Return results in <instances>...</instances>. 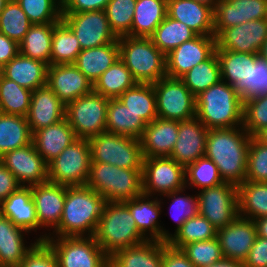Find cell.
I'll return each mask as SVG.
<instances>
[{
  "instance_id": "cell-1",
  "label": "cell",
  "mask_w": 267,
  "mask_h": 267,
  "mask_svg": "<svg viewBox=\"0 0 267 267\" xmlns=\"http://www.w3.org/2000/svg\"><path fill=\"white\" fill-rule=\"evenodd\" d=\"M250 139L243 126L208 130L205 156L215 163L223 182L238 186L246 181Z\"/></svg>"
},
{
  "instance_id": "cell-2",
  "label": "cell",
  "mask_w": 267,
  "mask_h": 267,
  "mask_svg": "<svg viewBox=\"0 0 267 267\" xmlns=\"http://www.w3.org/2000/svg\"><path fill=\"white\" fill-rule=\"evenodd\" d=\"M105 199L87 185L66 186V197L56 237L94 236Z\"/></svg>"
},
{
  "instance_id": "cell-3",
  "label": "cell",
  "mask_w": 267,
  "mask_h": 267,
  "mask_svg": "<svg viewBox=\"0 0 267 267\" xmlns=\"http://www.w3.org/2000/svg\"><path fill=\"white\" fill-rule=\"evenodd\" d=\"M196 117L209 129L243 125V102L223 80L196 96Z\"/></svg>"
},
{
  "instance_id": "cell-4",
  "label": "cell",
  "mask_w": 267,
  "mask_h": 267,
  "mask_svg": "<svg viewBox=\"0 0 267 267\" xmlns=\"http://www.w3.org/2000/svg\"><path fill=\"white\" fill-rule=\"evenodd\" d=\"M94 238L108 257L146 241L124 202L105 203Z\"/></svg>"
},
{
  "instance_id": "cell-5",
  "label": "cell",
  "mask_w": 267,
  "mask_h": 267,
  "mask_svg": "<svg viewBox=\"0 0 267 267\" xmlns=\"http://www.w3.org/2000/svg\"><path fill=\"white\" fill-rule=\"evenodd\" d=\"M119 58L137 83H156L166 77V55L150 37H118Z\"/></svg>"
},
{
  "instance_id": "cell-6",
  "label": "cell",
  "mask_w": 267,
  "mask_h": 267,
  "mask_svg": "<svg viewBox=\"0 0 267 267\" xmlns=\"http://www.w3.org/2000/svg\"><path fill=\"white\" fill-rule=\"evenodd\" d=\"M86 185L99 193L106 202H124L143 194L142 170L91 162Z\"/></svg>"
},
{
  "instance_id": "cell-7",
  "label": "cell",
  "mask_w": 267,
  "mask_h": 267,
  "mask_svg": "<svg viewBox=\"0 0 267 267\" xmlns=\"http://www.w3.org/2000/svg\"><path fill=\"white\" fill-rule=\"evenodd\" d=\"M48 234L36 240L45 241L51 247L59 267H108L109 257L94 236L56 238Z\"/></svg>"
},
{
  "instance_id": "cell-8",
  "label": "cell",
  "mask_w": 267,
  "mask_h": 267,
  "mask_svg": "<svg viewBox=\"0 0 267 267\" xmlns=\"http://www.w3.org/2000/svg\"><path fill=\"white\" fill-rule=\"evenodd\" d=\"M88 142L92 162L142 170L144 157L140 139L104 132L88 139Z\"/></svg>"
},
{
  "instance_id": "cell-9",
  "label": "cell",
  "mask_w": 267,
  "mask_h": 267,
  "mask_svg": "<svg viewBox=\"0 0 267 267\" xmlns=\"http://www.w3.org/2000/svg\"><path fill=\"white\" fill-rule=\"evenodd\" d=\"M91 162L88 139L77 138L48 163V181L65 186L86 185Z\"/></svg>"
},
{
  "instance_id": "cell-10",
  "label": "cell",
  "mask_w": 267,
  "mask_h": 267,
  "mask_svg": "<svg viewBox=\"0 0 267 267\" xmlns=\"http://www.w3.org/2000/svg\"><path fill=\"white\" fill-rule=\"evenodd\" d=\"M109 98L92 91L66 105V118L77 138L90 139L106 132Z\"/></svg>"
},
{
  "instance_id": "cell-11",
  "label": "cell",
  "mask_w": 267,
  "mask_h": 267,
  "mask_svg": "<svg viewBox=\"0 0 267 267\" xmlns=\"http://www.w3.org/2000/svg\"><path fill=\"white\" fill-rule=\"evenodd\" d=\"M153 87L159 118L185 121L196 117V97L179 78L166 76Z\"/></svg>"
},
{
  "instance_id": "cell-12",
  "label": "cell",
  "mask_w": 267,
  "mask_h": 267,
  "mask_svg": "<svg viewBox=\"0 0 267 267\" xmlns=\"http://www.w3.org/2000/svg\"><path fill=\"white\" fill-rule=\"evenodd\" d=\"M199 214L218 230L232 223L238 216L237 186L223 182L199 191Z\"/></svg>"
},
{
  "instance_id": "cell-13",
  "label": "cell",
  "mask_w": 267,
  "mask_h": 267,
  "mask_svg": "<svg viewBox=\"0 0 267 267\" xmlns=\"http://www.w3.org/2000/svg\"><path fill=\"white\" fill-rule=\"evenodd\" d=\"M143 194L154 198L186 188L185 167L170 157L143 159Z\"/></svg>"
},
{
  "instance_id": "cell-14",
  "label": "cell",
  "mask_w": 267,
  "mask_h": 267,
  "mask_svg": "<svg viewBox=\"0 0 267 267\" xmlns=\"http://www.w3.org/2000/svg\"><path fill=\"white\" fill-rule=\"evenodd\" d=\"M62 20L74 32L82 50L118 41L104 10L62 13Z\"/></svg>"
},
{
  "instance_id": "cell-15",
  "label": "cell",
  "mask_w": 267,
  "mask_h": 267,
  "mask_svg": "<svg viewBox=\"0 0 267 267\" xmlns=\"http://www.w3.org/2000/svg\"><path fill=\"white\" fill-rule=\"evenodd\" d=\"M0 162L21 186L30 187L48 182V163L36 151L33 142L5 153L0 157Z\"/></svg>"
},
{
  "instance_id": "cell-16",
  "label": "cell",
  "mask_w": 267,
  "mask_h": 267,
  "mask_svg": "<svg viewBox=\"0 0 267 267\" xmlns=\"http://www.w3.org/2000/svg\"><path fill=\"white\" fill-rule=\"evenodd\" d=\"M215 36L197 35L166 55V76L180 78L194 66L209 59L216 51Z\"/></svg>"
},
{
  "instance_id": "cell-17",
  "label": "cell",
  "mask_w": 267,
  "mask_h": 267,
  "mask_svg": "<svg viewBox=\"0 0 267 267\" xmlns=\"http://www.w3.org/2000/svg\"><path fill=\"white\" fill-rule=\"evenodd\" d=\"M267 38V18L224 29L216 37V50L259 54Z\"/></svg>"
},
{
  "instance_id": "cell-18",
  "label": "cell",
  "mask_w": 267,
  "mask_h": 267,
  "mask_svg": "<svg viewBox=\"0 0 267 267\" xmlns=\"http://www.w3.org/2000/svg\"><path fill=\"white\" fill-rule=\"evenodd\" d=\"M47 85L65 105L93 91V83L73 63L49 65Z\"/></svg>"
},
{
  "instance_id": "cell-19",
  "label": "cell",
  "mask_w": 267,
  "mask_h": 267,
  "mask_svg": "<svg viewBox=\"0 0 267 267\" xmlns=\"http://www.w3.org/2000/svg\"><path fill=\"white\" fill-rule=\"evenodd\" d=\"M267 18V0H220L214 11V36L243 22Z\"/></svg>"
},
{
  "instance_id": "cell-20",
  "label": "cell",
  "mask_w": 267,
  "mask_h": 267,
  "mask_svg": "<svg viewBox=\"0 0 267 267\" xmlns=\"http://www.w3.org/2000/svg\"><path fill=\"white\" fill-rule=\"evenodd\" d=\"M252 219L238 216L232 223L217 230V239L226 259L244 262L256 239Z\"/></svg>"
},
{
  "instance_id": "cell-21",
  "label": "cell",
  "mask_w": 267,
  "mask_h": 267,
  "mask_svg": "<svg viewBox=\"0 0 267 267\" xmlns=\"http://www.w3.org/2000/svg\"><path fill=\"white\" fill-rule=\"evenodd\" d=\"M208 129L197 118L179 121L178 139L170 158L185 168L205 156Z\"/></svg>"
},
{
  "instance_id": "cell-22",
  "label": "cell",
  "mask_w": 267,
  "mask_h": 267,
  "mask_svg": "<svg viewBox=\"0 0 267 267\" xmlns=\"http://www.w3.org/2000/svg\"><path fill=\"white\" fill-rule=\"evenodd\" d=\"M151 197L141 194L134 199L124 201V203L136 221L137 229L146 240L167 242L172 234L168 230L166 231L158 221L162 212V199H158L156 196L151 200Z\"/></svg>"
},
{
  "instance_id": "cell-23",
  "label": "cell",
  "mask_w": 267,
  "mask_h": 267,
  "mask_svg": "<svg viewBox=\"0 0 267 267\" xmlns=\"http://www.w3.org/2000/svg\"><path fill=\"white\" fill-rule=\"evenodd\" d=\"M40 228L59 226L66 197V186L45 182L30 186Z\"/></svg>"
},
{
  "instance_id": "cell-24",
  "label": "cell",
  "mask_w": 267,
  "mask_h": 267,
  "mask_svg": "<svg viewBox=\"0 0 267 267\" xmlns=\"http://www.w3.org/2000/svg\"><path fill=\"white\" fill-rule=\"evenodd\" d=\"M66 117V105L45 85L32 91L31 104L26 116L31 133L51 126Z\"/></svg>"
},
{
  "instance_id": "cell-25",
  "label": "cell",
  "mask_w": 267,
  "mask_h": 267,
  "mask_svg": "<svg viewBox=\"0 0 267 267\" xmlns=\"http://www.w3.org/2000/svg\"><path fill=\"white\" fill-rule=\"evenodd\" d=\"M179 121L157 117L148 123L140 138L144 158L170 157L178 139Z\"/></svg>"
},
{
  "instance_id": "cell-26",
  "label": "cell",
  "mask_w": 267,
  "mask_h": 267,
  "mask_svg": "<svg viewBox=\"0 0 267 267\" xmlns=\"http://www.w3.org/2000/svg\"><path fill=\"white\" fill-rule=\"evenodd\" d=\"M167 15L197 35L214 36V11L194 0H167Z\"/></svg>"
},
{
  "instance_id": "cell-27",
  "label": "cell",
  "mask_w": 267,
  "mask_h": 267,
  "mask_svg": "<svg viewBox=\"0 0 267 267\" xmlns=\"http://www.w3.org/2000/svg\"><path fill=\"white\" fill-rule=\"evenodd\" d=\"M76 139L74 130L66 117L32 134V142L36 151L47 163L56 158Z\"/></svg>"
},
{
  "instance_id": "cell-28",
  "label": "cell",
  "mask_w": 267,
  "mask_h": 267,
  "mask_svg": "<svg viewBox=\"0 0 267 267\" xmlns=\"http://www.w3.org/2000/svg\"><path fill=\"white\" fill-rule=\"evenodd\" d=\"M0 214L28 233L39 228L31 187L21 186L11 193L0 203Z\"/></svg>"
},
{
  "instance_id": "cell-29",
  "label": "cell",
  "mask_w": 267,
  "mask_h": 267,
  "mask_svg": "<svg viewBox=\"0 0 267 267\" xmlns=\"http://www.w3.org/2000/svg\"><path fill=\"white\" fill-rule=\"evenodd\" d=\"M48 65L18 54L3 67V76L30 91L47 85Z\"/></svg>"
},
{
  "instance_id": "cell-30",
  "label": "cell",
  "mask_w": 267,
  "mask_h": 267,
  "mask_svg": "<svg viewBox=\"0 0 267 267\" xmlns=\"http://www.w3.org/2000/svg\"><path fill=\"white\" fill-rule=\"evenodd\" d=\"M163 242H145L116 251L109 257L112 267H162Z\"/></svg>"
},
{
  "instance_id": "cell-31",
  "label": "cell",
  "mask_w": 267,
  "mask_h": 267,
  "mask_svg": "<svg viewBox=\"0 0 267 267\" xmlns=\"http://www.w3.org/2000/svg\"><path fill=\"white\" fill-rule=\"evenodd\" d=\"M23 232L28 233L0 214V267H19L25 255L38 242L36 240L25 246Z\"/></svg>"
},
{
  "instance_id": "cell-32",
  "label": "cell",
  "mask_w": 267,
  "mask_h": 267,
  "mask_svg": "<svg viewBox=\"0 0 267 267\" xmlns=\"http://www.w3.org/2000/svg\"><path fill=\"white\" fill-rule=\"evenodd\" d=\"M119 59L118 41L89 49H83L73 63L93 84Z\"/></svg>"
},
{
  "instance_id": "cell-33",
  "label": "cell",
  "mask_w": 267,
  "mask_h": 267,
  "mask_svg": "<svg viewBox=\"0 0 267 267\" xmlns=\"http://www.w3.org/2000/svg\"><path fill=\"white\" fill-rule=\"evenodd\" d=\"M106 132L140 139L146 123L130 111L118 98L109 99Z\"/></svg>"
},
{
  "instance_id": "cell-34",
  "label": "cell",
  "mask_w": 267,
  "mask_h": 267,
  "mask_svg": "<svg viewBox=\"0 0 267 267\" xmlns=\"http://www.w3.org/2000/svg\"><path fill=\"white\" fill-rule=\"evenodd\" d=\"M167 15V0H137L131 36L150 37Z\"/></svg>"
},
{
  "instance_id": "cell-35",
  "label": "cell",
  "mask_w": 267,
  "mask_h": 267,
  "mask_svg": "<svg viewBox=\"0 0 267 267\" xmlns=\"http://www.w3.org/2000/svg\"><path fill=\"white\" fill-rule=\"evenodd\" d=\"M221 80L234 87L242 102L246 101L247 53L216 50Z\"/></svg>"
},
{
  "instance_id": "cell-36",
  "label": "cell",
  "mask_w": 267,
  "mask_h": 267,
  "mask_svg": "<svg viewBox=\"0 0 267 267\" xmlns=\"http://www.w3.org/2000/svg\"><path fill=\"white\" fill-rule=\"evenodd\" d=\"M237 192L239 216L252 220L267 216V182L245 181Z\"/></svg>"
},
{
  "instance_id": "cell-37",
  "label": "cell",
  "mask_w": 267,
  "mask_h": 267,
  "mask_svg": "<svg viewBox=\"0 0 267 267\" xmlns=\"http://www.w3.org/2000/svg\"><path fill=\"white\" fill-rule=\"evenodd\" d=\"M118 99L146 124L158 117L153 84L136 83L121 94Z\"/></svg>"
},
{
  "instance_id": "cell-38",
  "label": "cell",
  "mask_w": 267,
  "mask_h": 267,
  "mask_svg": "<svg viewBox=\"0 0 267 267\" xmlns=\"http://www.w3.org/2000/svg\"><path fill=\"white\" fill-rule=\"evenodd\" d=\"M54 24H32L19 43V53L49 66Z\"/></svg>"
},
{
  "instance_id": "cell-39",
  "label": "cell",
  "mask_w": 267,
  "mask_h": 267,
  "mask_svg": "<svg viewBox=\"0 0 267 267\" xmlns=\"http://www.w3.org/2000/svg\"><path fill=\"white\" fill-rule=\"evenodd\" d=\"M32 142L27 118L0 113V157Z\"/></svg>"
},
{
  "instance_id": "cell-40",
  "label": "cell",
  "mask_w": 267,
  "mask_h": 267,
  "mask_svg": "<svg viewBox=\"0 0 267 267\" xmlns=\"http://www.w3.org/2000/svg\"><path fill=\"white\" fill-rule=\"evenodd\" d=\"M136 83L129 69L119 58L94 82L93 91L109 99L118 98Z\"/></svg>"
},
{
  "instance_id": "cell-41",
  "label": "cell",
  "mask_w": 267,
  "mask_h": 267,
  "mask_svg": "<svg viewBox=\"0 0 267 267\" xmlns=\"http://www.w3.org/2000/svg\"><path fill=\"white\" fill-rule=\"evenodd\" d=\"M81 51L80 43L68 25L62 19L55 23L52 34L50 65L74 63Z\"/></svg>"
},
{
  "instance_id": "cell-42",
  "label": "cell",
  "mask_w": 267,
  "mask_h": 267,
  "mask_svg": "<svg viewBox=\"0 0 267 267\" xmlns=\"http://www.w3.org/2000/svg\"><path fill=\"white\" fill-rule=\"evenodd\" d=\"M196 36L197 34L187 25L166 15L150 39L161 52L167 55L171 50Z\"/></svg>"
},
{
  "instance_id": "cell-43",
  "label": "cell",
  "mask_w": 267,
  "mask_h": 267,
  "mask_svg": "<svg viewBox=\"0 0 267 267\" xmlns=\"http://www.w3.org/2000/svg\"><path fill=\"white\" fill-rule=\"evenodd\" d=\"M196 97L221 80L220 64L216 52L204 62L194 66L179 78Z\"/></svg>"
},
{
  "instance_id": "cell-44",
  "label": "cell",
  "mask_w": 267,
  "mask_h": 267,
  "mask_svg": "<svg viewBox=\"0 0 267 267\" xmlns=\"http://www.w3.org/2000/svg\"><path fill=\"white\" fill-rule=\"evenodd\" d=\"M217 229L208 219L198 214L186 220L178 231L168 239L167 244L175 249L198 241H207L216 238Z\"/></svg>"
},
{
  "instance_id": "cell-45",
  "label": "cell",
  "mask_w": 267,
  "mask_h": 267,
  "mask_svg": "<svg viewBox=\"0 0 267 267\" xmlns=\"http://www.w3.org/2000/svg\"><path fill=\"white\" fill-rule=\"evenodd\" d=\"M32 91L21 87L4 76L0 80V113L26 117Z\"/></svg>"
},
{
  "instance_id": "cell-46",
  "label": "cell",
  "mask_w": 267,
  "mask_h": 267,
  "mask_svg": "<svg viewBox=\"0 0 267 267\" xmlns=\"http://www.w3.org/2000/svg\"><path fill=\"white\" fill-rule=\"evenodd\" d=\"M31 25L19 3L16 0H9L0 14V33L19 44Z\"/></svg>"
},
{
  "instance_id": "cell-47",
  "label": "cell",
  "mask_w": 267,
  "mask_h": 267,
  "mask_svg": "<svg viewBox=\"0 0 267 267\" xmlns=\"http://www.w3.org/2000/svg\"><path fill=\"white\" fill-rule=\"evenodd\" d=\"M137 0H110L104 11L111 30L117 37L131 36Z\"/></svg>"
},
{
  "instance_id": "cell-48",
  "label": "cell",
  "mask_w": 267,
  "mask_h": 267,
  "mask_svg": "<svg viewBox=\"0 0 267 267\" xmlns=\"http://www.w3.org/2000/svg\"><path fill=\"white\" fill-rule=\"evenodd\" d=\"M32 24L57 23L62 19V0H16Z\"/></svg>"
},
{
  "instance_id": "cell-49",
  "label": "cell",
  "mask_w": 267,
  "mask_h": 267,
  "mask_svg": "<svg viewBox=\"0 0 267 267\" xmlns=\"http://www.w3.org/2000/svg\"><path fill=\"white\" fill-rule=\"evenodd\" d=\"M186 188L205 189L223 183L215 163L206 156L200 157L185 168Z\"/></svg>"
},
{
  "instance_id": "cell-50",
  "label": "cell",
  "mask_w": 267,
  "mask_h": 267,
  "mask_svg": "<svg viewBox=\"0 0 267 267\" xmlns=\"http://www.w3.org/2000/svg\"><path fill=\"white\" fill-rule=\"evenodd\" d=\"M267 95V61L247 53L246 100Z\"/></svg>"
},
{
  "instance_id": "cell-51",
  "label": "cell",
  "mask_w": 267,
  "mask_h": 267,
  "mask_svg": "<svg viewBox=\"0 0 267 267\" xmlns=\"http://www.w3.org/2000/svg\"><path fill=\"white\" fill-rule=\"evenodd\" d=\"M180 250L195 267H206L224 258L217 237L186 244Z\"/></svg>"
},
{
  "instance_id": "cell-52",
  "label": "cell",
  "mask_w": 267,
  "mask_h": 267,
  "mask_svg": "<svg viewBox=\"0 0 267 267\" xmlns=\"http://www.w3.org/2000/svg\"><path fill=\"white\" fill-rule=\"evenodd\" d=\"M242 126L251 137L267 127V95L243 102Z\"/></svg>"
},
{
  "instance_id": "cell-53",
  "label": "cell",
  "mask_w": 267,
  "mask_h": 267,
  "mask_svg": "<svg viewBox=\"0 0 267 267\" xmlns=\"http://www.w3.org/2000/svg\"><path fill=\"white\" fill-rule=\"evenodd\" d=\"M246 181L267 182V145L251 137L247 153Z\"/></svg>"
},
{
  "instance_id": "cell-54",
  "label": "cell",
  "mask_w": 267,
  "mask_h": 267,
  "mask_svg": "<svg viewBox=\"0 0 267 267\" xmlns=\"http://www.w3.org/2000/svg\"><path fill=\"white\" fill-rule=\"evenodd\" d=\"M185 189L186 188L165 194V196L169 199H173L171 201L172 204L170 206V213L172 216L171 218L176 222L177 225L175 232L178 231V229L186 220L199 214L197 194L195 197L190 195L181 196L180 193H184Z\"/></svg>"
},
{
  "instance_id": "cell-55",
  "label": "cell",
  "mask_w": 267,
  "mask_h": 267,
  "mask_svg": "<svg viewBox=\"0 0 267 267\" xmlns=\"http://www.w3.org/2000/svg\"><path fill=\"white\" fill-rule=\"evenodd\" d=\"M19 267H59L56 256L45 241H38L25 255Z\"/></svg>"
},
{
  "instance_id": "cell-56",
  "label": "cell",
  "mask_w": 267,
  "mask_h": 267,
  "mask_svg": "<svg viewBox=\"0 0 267 267\" xmlns=\"http://www.w3.org/2000/svg\"><path fill=\"white\" fill-rule=\"evenodd\" d=\"M244 267H267V238L256 236L246 259Z\"/></svg>"
},
{
  "instance_id": "cell-57",
  "label": "cell",
  "mask_w": 267,
  "mask_h": 267,
  "mask_svg": "<svg viewBox=\"0 0 267 267\" xmlns=\"http://www.w3.org/2000/svg\"><path fill=\"white\" fill-rule=\"evenodd\" d=\"M110 0H62V13L104 10Z\"/></svg>"
},
{
  "instance_id": "cell-58",
  "label": "cell",
  "mask_w": 267,
  "mask_h": 267,
  "mask_svg": "<svg viewBox=\"0 0 267 267\" xmlns=\"http://www.w3.org/2000/svg\"><path fill=\"white\" fill-rule=\"evenodd\" d=\"M162 267H195L180 249L172 248L163 242Z\"/></svg>"
},
{
  "instance_id": "cell-59",
  "label": "cell",
  "mask_w": 267,
  "mask_h": 267,
  "mask_svg": "<svg viewBox=\"0 0 267 267\" xmlns=\"http://www.w3.org/2000/svg\"><path fill=\"white\" fill-rule=\"evenodd\" d=\"M20 187L16 177L0 162V203Z\"/></svg>"
},
{
  "instance_id": "cell-60",
  "label": "cell",
  "mask_w": 267,
  "mask_h": 267,
  "mask_svg": "<svg viewBox=\"0 0 267 267\" xmlns=\"http://www.w3.org/2000/svg\"><path fill=\"white\" fill-rule=\"evenodd\" d=\"M19 54V44L0 33V65L5 66Z\"/></svg>"
},
{
  "instance_id": "cell-61",
  "label": "cell",
  "mask_w": 267,
  "mask_h": 267,
  "mask_svg": "<svg viewBox=\"0 0 267 267\" xmlns=\"http://www.w3.org/2000/svg\"><path fill=\"white\" fill-rule=\"evenodd\" d=\"M256 227L257 236L267 238V216L253 220Z\"/></svg>"
},
{
  "instance_id": "cell-62",
  "label": "cell",
  "mask_w": 267,
  "mask_h": 267,
  "mask_svg": "<svg viewBox=\"0 0 267 267\" xmlns=\"http://www.w3.org/2000/svg\"><path fill=\"white\" fill-rule=\"evenodd\" d=\"M206 267H244V266L243 262L223 258L222 260Z\"/></svg>"
},
{
  "instance_id": "cell-63",
  "label": "cell",
  "mask_w": 267,
  "mask_h": 267,
  "mask_svg": "<svg viewBox=\"0 0 267 267\" xmlns=\"http://www.w3.org/2000/svg\"><path fill=\"white\" fill-rule=\"evenodd\" d=\"M199 2L200 4H203L205 6L210 7L213 11H215V8L220 0H194Z\"/></svg>"
},
{
  "instance_id": "cell-64",
  "label": "cell",
  "mask_w": 267,
  "mask_h": 267,
  "mask_svg": "<svg viewBox=\"0 0 267 267\" xmlns=\"http://www.w3.org/2000/svg\"><path fill=\"white\" fill-rule=\"evenodd\" d=\"M260 142L267 145V127L261 130L256 136H255Z\"/></svg>"
},
{
  "instance_id": "cell-65",
  "label": "cell",
  "mask_w": 267,
  "mask_h": 267,
  "mask_svg": "<svg viewBox=\"0 0 267 267\" xmlns=\"http://www.w3.org/2000/svg\"><path fill=\"white\" fill-rule=\"evenodd\" d=\"M259 55L267 61V38L259 51Z\"/></svg>"
},
{
  "instance_id": "cell-66",
  "label": "cell",
  "mask_w": 267,
  "mask_h": 267,
  "mask_svg": "<svg viewBox=\"0 0 267 267\" xmlns=\"http://www.w3.org/2000/svg\"><path fill=\"white\" fill-rule=\"evenodd\" d=\"M8 1L9 0H0V14L4 10V8H5V6H6V4H7Z\"/></svg>"
},
{
  "instance_id": "cell-67",
  "label": "cell",
  "mask_w": 267,
  "mask_h": 267,
  "mask_svg": "<svg viewBox=\"0 0 267 267\" xmlns=\"http://www.w3.org/2000/svg\"><path fill=\"white\" fill-rule=\"evenodd\" d=\"M2 76H3V66L0 65V80H1Z\"/></svg>"
}]
</instances>
